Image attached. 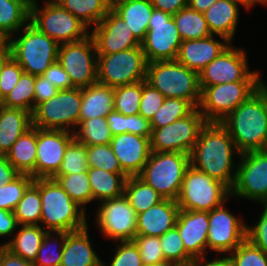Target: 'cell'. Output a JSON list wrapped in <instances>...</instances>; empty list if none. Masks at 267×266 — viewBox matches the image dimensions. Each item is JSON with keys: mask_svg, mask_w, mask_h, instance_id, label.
<instances>
[{"mask_svg": "<svg viewBox=\"0 0 267 266\" xmlns=\"http://www.w3.org/2000/svg\"><path fill=\"white\" fill-rule=\"evenodd\" d=\"M161 250L166 262L186 266L193 258L186 252L177 227H173L159 237Z\"/></svg>", "mask_w": 267, "mask_h": 266, "instance_id": "cell-44", "label": "cell"}, {"mask_svg": "<svg viewBox=\"0 0 267 266\" xmlns=\"http://www.w3.org/2000/svg\"><path fill=\"white\" fill-rule=\"evenodd\" d=\"M124 196L137 215L164 200L163 196L138 176H128L124 185Z\"/></svg>", "mask_w": 267, "mask_h": 266, "instance_id": "cell-34", "label": "cell"}, {"mask_svg": "<svg viewBox=\"0 0 267 266\" xmlns=\"http://www.w3.org/2000/svg\"><path fill=\"white\" fill-rule=\"evenodd\" d=\"M28 1L30 4V23L40 32L54 39L59 45L81 41L90 35V28L59 3L45 2L41 8L36 0Z\"/></svg>", "mask_w": 267, "mask_h": 266, "instance_id": "cell-7", "label": "cell"}, {"mask_svg": "<svg viewBox=\"0 0 267 266\" xmlns=\"http://www.w3.org/2000/svg\"><path fill=\"white\" fill-rule=\"evenodd\" d=\"M82 88L59 90L55 96L37 105L31 116L32 126L43 130L74 132L80 122ZM71 128V129H70Z\"/></svg>", "mask_w": 267, "mask_h": 266, "instance_id": "cell-9", "label": "cell"}, {"mask_svg": "<svg viewBox=\"0 0 267 266\" xmlns=\"http://www.w3.org/2000/svg\"><path fill=\"white\" fill-rule=\"evenodd\" d=\"M239 6L242 5L245 9H250L255 4L267 5V0H233Z\"/></svg>", "mask_w": 267, "mask_h": 266, "instance_id": "cell-64", "label": "cell"}, {"mask_svg": "<svg viewBox=\"0 0 267 266\" xmlns=\"http://www.w3.org/2000/svg\"><path fill=\"white\" fill-rule=\"evenodd\" d=\"M128 133L151 139L152 129L150 121L142 115H128Z\"/></svg>", "mask_w": 267, "mask_h": 266, "instance_id": "cell-56", "label": "cell"}, {"mask_svg": "<svg viewBox=\"0 0 267 266\" xmlns=\"http://www.w3.org/2000/svg\"><path fill=\"white\" fill-rule=\"evenodd\" d=\"M65 10L70 12L87 27H95L109 12L105 0H59Z\"/></svg>", "mask_w": 267, "mask_h": 266, "instance_id": "cell-36", "label": "cell"}, {"mask_svg": "<svg viewBox=\"0 0 267 266\" xmlns=\"http://www.w3.org/2000/svg\"><path fill=\"white\" fill-rule=\"evenodd\" d=\"M88 177L93 200L102 202L124 195V185L128 176L99 168H88Z\"/></svg>", "mask_w": 267, "mask_h": 266, "instance_id": "cell-31", "label": "cell"}, {"mask_svg": "<svg viewBox=\"0 0 267 266\" xmlns=\"http://www.w3.org/2000/svg\"><path fill=\"white\" fill-rule=\"evenodd\" d=\"M88 227L67 233L60 266H102L103 260L92 248Z\"/></svg>", "mask_w": 267, "mask_h": 266, "instance_id": "cell-25", "label": "cell"}, {"mask_svg": "<svg viewBox=\"0 0 267 266\" xmlns=\"http://www.w3.org/2000/svg\"><path fill=\"white\" fill-rule=\"evenodd\" d=\"M106 120L113 136L128 133V116L113 110L106 116Z\"/></svg>", "mask_w": 267, "mask_h": 266, "instance_id": "cell-57", "label": "cell"}, {"mask_svg": "<svg viewBox=\"0 0 267 266\" xmlns=\"http://www.w3.org/2000/svg\"><path fill=\"white\" fill-rule=\"evenodd\" d=\"M19 227L20 229L12 239L5 241L1 246L24 260L34 263L47 231L42 228L41 224L19 225Z\"/></svg>", "mask_w": 267, "mask_h": 266, "instance_id": "cell-30", "label": "cell"}, {"mask_svg": "<svg viewBox=\"0 0 267 266\" xmlns=\"http://www.w3.org/2000/svg\"><path fill=\"white\" fill-rule=\"evenodd\" d=\"M0 266H35L33 262L24 260L22 257L11 253L0 245Z\"/></svg>", "mask_w": 267, "mask_h": 266, "instance_id": "cell-61", "label": "cell"}, {"mask_svg": "<svg viewBox=\"0 0 267 266\" xmlns=\"http://www.w3.org/2000/svg\"><path fill=\"white\" fill-rule=\"evenodd\" d=\"M53 179L58 182L73 201L84 209H86V204L93 201L88 171L69 175H55Z\"/></svg>", "mask_w": 267, "mask_h": 266, "instance_id": "cell-40", "label": "cell"}, {"mask_svg": "<svg viewBox=\"0 0 267 266\" xmlns=\"http://www.w3.org/2000/svg\"><path fill=\"white\" fill-rule=\"evenodd\" d=\"M23 72L11 55L4 61L0 74V101L11 92Z\"/></svg>", "mask_w": 267, "mask_h": 266, "instance_id": "cell-52", "label": "cell"}, {"mask_svg": "<svg viewBox=\"0 0 267 266\" xmlns=\"http://www.w3.org/2000/svg\"><path fill=\"white\" fill-rule=\"evenodd\" d=\"M33 182L34 178L31 175L20 174L11 183L0 186V209L14 212L25 191Z\"/></svg>", "mask_w": 267, "mask_h": 266, "instance_id": "cell-45", "label": "cell"}, {"mask_svg": "<svg viewBox=\"0 0 267 266\" xmlns=\"http://www.w3.org/2000/svg\"><path fill=\"white\" fill-rule=\"evenodd\" d=\"M41 220L46 231L73 232L87 227L86 211L53 178H40Z\"/></svg>", "mask_w": 267, "mask_h": 266, "instance_id": "cell-3", "label": "cell"}, {"mask_svg": "<svg viewBox=\"0 0 267 266\" xmlns=\"http://www.w3.org/2000/svg\"><path fill=\"white\" fill-rule=\"evenodd\" d=\"M186 266H232L228 257L207 261L206 257L193 259Z\"/></svg>", "mask_w": 267, "mask_h": 266, "instance_id": "cell-62", "label": "cell"}, {"mask_svg": "<svg viewBox=\"0 0 267 266\" xmlns=\"http://www.w3.org/2000/svg\"><path fill=\"white\" fill-rule=\"evenodd\" d=\"M154 9L174 15L182 8L187 7L188 0H151Z\"/></svg>", "mask_w": 267, "mask_h": 266, "instance_id": "cell-59", "label": "cell"}, {"mask_svg": "<svg viewBox=\"0 0 267 266\" xmlns=\"http://www.w3.org/2000/svg\"><path fill=\"white\" fill-rule=\"evenodd\" d=\"M218 0H188V7L200 13H204Z\"/></svg>", "mask_w": 267, "mask_h": 266, "instance_id": "cell-63", "label": "cell"}, {"mask_svg": "<svg viewBox=\"0 0 267 266\" xmlns=\"http://www.w3.org/2000/svg\"><path fill=\"white\" fill-rule=\"evenodd\" d=\"M19 37L9 38V52L24 73L41 76L58 60L59 44L30 22Z\"/></svg>", "mask_w": 267, "mask_h": 266, "instance_id": "cell-5", "label": "cell"}, {"mask_svg": "<svg viewBox=\"0 0 267 266\" xmlns=\"http://www.w3.org/2000/svg\"><path fill=\"white\" fill-rule=\"evenodd\" d=\"M147 61L141 45L112 54H98L97 81L116 88L145 80Z\"/></svg>", "mask_w": 267, "mask_h": 266, "instance_id": "cell-10", "label": "cell"}, {"mask_svg": "<svg viewBox=\"0 0 267 266\" xmlns=\"http://www.w3.org/2000/svg\"><path fill=\"white\" fill-rule=\"evenodd\" d=\"M14 214L18 225H39L41 220L40 178L27 188Z\"/></svg>", "mask_w": 267, "mask_h": 266, "instance_id": "cell-38", "label": "cell"}, {"mask_svg": "<svg viewBox=\"0 0 267 266\" xmlns=\"http://www.w3.org/2000/svg\"><path fill=\"white\" fill-rule=\"evenodd\" d=\"M29 22L28 0H0V31L8 38H13Z\"/></svg>", "mask_w": 267, "mask_h": 266, "instance_id": "cell-33", "label": "cell"}, {"mask_svg": "<svg viewBox=\"0 0 267 266\" xmlns=\"http://www.w3.org/2000/svg\"><path fill=\"white\" fill-rule=\"evenodd\" d=\"M37 155V128L31 127L12 145L5 155L11 165L20 173L35 179Z\"/></svg>", "mask_w": 267, "mask_h": 266, "instance_id": "cell-29", "label": "cell"}, {"mask_svg": "<svg viewBox=\"0 0 267 266\" xmlns=\"http://www.w3.org/2000/svg\"><path fill=\"white\" fill-rule=\"evenodd\" d=\"M18 226L14 212L0 209V237L9 235L13 237Z\"/></svg>", "mask_w": 267, "mask_h": 266, "instance_id": "cell-58", "label": "cell"}, {"mask_svg": "<svg viewBox=\"0 0 267 266\" xmlns=\"http://www.w3.org/2000/svg\"><path fill=\"white\" fill-rule=\"evenodd\" d=\"M67 233L68 232L47 231L34 261V265L60 266ZM52 236L54 237L51 238Z\"/></svg>", "mask_w": 267, "mask_h": 266, "instance_id": "cell-42", "label": "cell"}, {"mask_svg": "<svg viewBox=\"0 0 267 266\" xmlns=\"http://www.w3.org/2000/svg\"><path fill=\"white\" fill-rule=\"evenodd\" d=\"M176 227L186 252L193 258L207 256L209 230L208 211H190L179 209Z\"/></svg>", "mask_w": 267, "mask_h": 266, "instance_id": "cell-22", "label": "cell"}, {"mask_svg": "<svg viewBox=\"0 0 267 266\" xmlns=\"http://www.w3.org/2000/svg\"><path fill=\"white\" fill-rule=\"evenodd\" d=\"M90 35L94 39L97 54L117 53L141 45L127 23L114 10H109L92 28Z\"/></svg>", "mask_w": 267, "mask_h": 266, "instance_id": "cell-20", "label": "cell"}, {"mask_svg": "<svg viewBox=\"0 0 267 266\" xmlns=\"http://www.w3.org/2000/svg\"><path fill=\"white\" fill-rule=\"evenodd\" d=\"M97 51L91 35L85 39L59 46L58 62L69 75L75 88L97 83Z\"/></svg>", "mask_w": 267, "mask_h": 266, "instance_id": "cell-14", "label": "cell"}, {"mask_svg": "<svg viewBox=\"0 0 267 266\" xmlns=\"http://www.w3.org/2000/svg\"><path fill=\"white\" fill-rule=\"evenodd\" d=\"M239 158L231 198L267 204V149L242 153Z\"/></svg>", "mask_w": 267, "mask_h": 266, "instance_id": "cell-16", "label": "cell"}, {"mask_svg": "<svg viewBox=\"0 0 267 266\" xmlns=\"http://www.w3.org/2000/svg\"><path fill=\"white\" fill-rule=\"evenodd\" d=\"M261 86L267 91V85L265 84V82L263 81V79H262Z\"/></svg>", "mask_w": 267, "mask_h": 266, "instance_id": "cell-69", "label": "cell"}, {"mask_svg": "<svg viewBox=\"0 0 267 266\" xmlns=\"http://www.w3.org/2000/svg\"><path fill=\"white\" fill-rule=\"evenodd\" d=\"M133 241L139 249L144 266H155L166 262L161 250L159 237L136 235Z\"/></svg>", "mask_w": 267, "mask_h": 266, "instance_id": "cell-49", "label": "cell"}, {"mask_svg": "<svg viewBox=\"0 0 267 266\" xmlns=\"http://www.w3.org/2000/svg\"><path fill=\"white\" fill-rule=\"evenodd\" d=\"M190 155L181 152H153L138 175L164 199L177 200Z\"/></svg>", "mask_w": 267, "mask_h": 266, "instance_id": "cell-6", "label": "cell"}, {"mask_svg": "<svg viewBox=\"0 0 267 266\" xmlns=\"http://www.w3.org/2000/svg\"><path fill=\"white\" fill-rule=\"evenodd\" d=\"M255 226L246 227V239L267 254V204Z\"/></svg>", "mask_w": 267, "mask_h": 266, "instance_id": "cell-53", "label": "cell"}, {"mask_svg": "<svg viewBox=\"0 0 267 266\" xmlns=\"http://www.w3.org/2000/svg\"><path fill=\"white\" fill-rule=\"evenodd\" d=\"M153 9L151 0H132L119 5L114 11L127 23L134 37L141 43L148 31Z\"/></svg>", "mask_w": 267, "mask_h": 266, "instance_id": "cell-32", "label": "cell"}, {"mask_svg": "<svg viewBox=\"0 0 267 266\" xmlns=\"http://www.w3.org/2000/svg\"><path fill=\"white\" fill-rule=\"evenodd\" d=\"M155 266H180L177 263H173V262H164Z\"/></svg>", "mask_w": 267, "mask_h": 266, "instance_id": "cell-68", "label": "cell"}, {"mask_svg": "<svg viewBox=\"0 0 267 266\" xmlns=\"http://www.w3.org/2000/svg\"><path fill=\"white\" fill-rule=\"evenodd\" d=\"M146 83L166 98H180L198 108L201 98L199 74L177 60L147 63Z\"/></svg>", "mask_w": 267, "mask_h": 266, "instance_id": "cell-4", "label": "cell"}, {"mask_svg": "<svg viewBox=\"0 0 267 266\" xmlns=\"http://www.w3.org/2000/svg\"><path fill=\"white\" fill-rule=\"evenodd\" d=\"M31 127L30 112L0 104V155H6L18 138Z\"/></svg>", "mask_w": 267, "mask_h": 266, "instance_id": "cell-27", "label": "cell"}, {"mask_svg": "<svg viewBox=\"0 0 267 266\" xmlns=\"http://www.w3.org/2000/svg\"><path fill=\"white\" fill-rule=\"evenodd\" d=\"M110 146L127 176H138L151 153L150 138L132 133L113 136Z\"/></svg>", "mask_w": 267, "mask_h": 266, "instance_id": "cell-21", "label": "cell"}, {"mask_svg": "<svg viewBox=\"0 0 267 266\" xmlns=\"http://www.w3.org/2000/svg\"><path fill=\"white\" fill-rule=\"evenodd\" d=\"M225 203L208 211L207 249L218 254L231 253L246 239L247 224L225 209Z\"/></svg>", "mask_w": 267, "mask_h": 266, "instance_id": "cell-18", "label": "cell"}, {"mask_svg": "<svg viewBox=\"0 0 267 266\" xmlns=\"http://www.w3.org/2000/svg\"><path fill=\"white\" fill-rule=\"evenodd\" d=\"M20 173L11 165L5 155H0V186L11 183Z\"/></svg>", "mask_w": 267, "mask_h": 266, "instance_id": "cell-60", "label": "cell"}, {"mask_svg": "<svg viewBox=\"0 0 267 266\" xmlns=\"http://www.w3.org/2000/svg\"><path fill=\"white\" fill-rule=\"evenodd\" d=\"M9 48V38L0 31V56L3 55Z\"/></svg>", "mask_w": 267, "mask_h": 266, "instance_id": "cell-65", "label": "cell"}, {"mask_svg": "<svg viewBox=\"0 0 267 266\" xmlns=\"http://www.w3.org/2000/svg\"><path fill=\"white\" fill-rule=\"evenodd\" d=\"M73 140L72 131L37 128L35 179L53 178L58 173L65 151Z\"/></svg>", "mask_w": 267, "mask_h": 266, "instance_id": "cell-19", "label": "cell"}, {"mask_svg": "<svg viewBox=\"0 0 267 266\" xmlns=\"http://www.w3.org/2000/svg\"><path fill=\"white\" fill-rule=\"evenodd\" d=\"M230 255L228 258L232 266H267V254L248 239H245Z\"/></svg>", "mask_w": 267, "mask_h": 266, "instance_id": "cell-48", "label": "cell"}, {"mask_svg": "<svg viewBox=\"0 0 267 266\" xmlns=\"http://www.w3.org/2000/svg\"><path fill=\"white\" fill-rule=\"evenodd\" d=\"M96 226L113 242L133 240L137 233V213L123 195L100 202Z\"/></svg>", "mask_w": 267, "mask_h": 266, "instance_id": "cell-17", "label": "cell"}, {"mask_svg": "<svg viewBox=\"0 0 267 266\" xmlns=\"http://www.w3.org/2000/svg\"><path fill=\"white\" fill-rule=\"evenodd\" d=\"M172 17L182 41L202 39L212 35L204 14L188 6L179 10Z\"/></svg>", "mask_w": 267, "mask_h": 266, "instance_id": "cell-35", "label": "cell"}, {"mask_svg": "<svg viewBox=\"0 0 267 266\" xmlns=\"http://www.w3.org/2000/svg\"><path fill=\"white\" fill-rule=\"evenodd\" d=\"M179 206L176 200L164 199L137 216L136 235L160 237L176 226Z\"/></svg>", "mask_w": 267, "mask_h": 266, "instance_id": "cell-24", "label": "cell"}, {"mask_svg": "<svg viewBox=\"0 0 267 266\" xmlns=\"http://www.w3.org/2000/svg\"><path fill=\"white\" fill-rule=\"evenodd\" d=\"M58 90H68L75 88L70 80L69 75L63 69L61 64L56 61L42 74Z\"/></svg>", "mask_w": 267, "mask_h": 266, "instance_id": "cell-54", "label": "cell"}, {"mask_svg": "<svg viewBox=\"0 0 267 266\" xmlns=\"http://www.w3.org/2000/svg\"><path fill=\"white\" fill-rule=\"evenodd\" d=\"M262 81H236L204 87L198 109L207 122L223 121L261 87Z\"/></svg>", "mask_w": 267, "mask_h": 266, "instance_id": "cell-11", "label": "cell"}, {"mask_svg": "<svg viewBox=\"0 0 267 266\" xmlns=\"http://www.w3.org/2000/svg\"><path fill=\"white\" fill-rule=\"evenodd\" d=\"M207 123L198 108L186 117L162 128L152 129L150 139L153 152H181L190 155L201 129Z\"/></svg>", "mask_w": 267, "mask_h": 266, "instance_id": "cell-13", "label": "cell"}, {"mask_svg": "<svg viewBox=\"0 0 267 266\" xmlns=\"http://www.w3.org/2000/svg\"><path fill=\"white\" fill-rule=\"evenodd\" d=\"M109 10H114L119 5L130 2L132 0H105Z\"/></svg>", "mask_w": 267, "mask_h": 266, "instance_id": "cell-66", "label": "cell"}, {"mask_svg": "<svg viewBox=\"0 0 267 266\" xmlns=\"http://www.w3.org/2000/svg\"><path fill=\"white\" fill-rule=\"evenodd\" d=\"M76 129L74 139L85 146L107 145L113 138L106 118L102 117L80 119Z\"/></svg>", "mask_w": 267, "mask_h": 266, "instance_id": "cell-37", "label": "cell"}, {"mask_svg": "<svg viewBox=\"0 0 267 266\" xmlns=\"http://www.w3.org/2000/svg\"><path fill=\"white\" fill-rule=\"evenodd\" d=\"M165 96L157 89L151 87L145 80L142 81V97L139 115L151 121L155 112L162 106Z\"/></svg>", "mask_w": 267, "mask_h": 266, "instance_id": "cell-51", "label": "cell"}, {"mask_svg": "<svg viewBox=\"0 0 267 266\" xmlns=\"http://www.w3.org/2000/svg\"><path fill=\"white\" fill-rule=\"evenodd\" d=\"M142 97V81L114 88V110L128 115L139 112Z\"/></svg>", "mask_w": 267, "mask_h": 266, "instance_id": "cell-43", "label": "cell"}, {"mask_svg": "<svg viewBox=\"0 0 267 266\" xmlns=\"http://www.w3.org/2000/svg\"><path fill=\"white\" fill-rule=\"evenodd\" d=\"M234 151L240 156L226 128L220 122H207L190 152V165L221 182L231 191L238 167L234 166Z\"/></svg>", "mask_w": 267, "mask_h": 266, "instance_id": "cell-1", "label": "cell"}, {"mask_svg": "<svg viewBox=\"0 0 267 266\" xmlns=\"http://www.w3.org/2000/svg\"><path fill=\"white\" fill-rule=\"evenodd\" d=\"M247 60L243 48L229 45L199 73L200 89L236 81H262L258 70H249Z\"/></svg>", "mask_w": 267, "mask_h": 266, "instance_id": "cell-15", "label": "cell"}, {"mask_svg": "<svg viewBox=\"0 0 267 266\" xmlns=\"http://www.w3.org/2000/svg\"><path fill=\"white\" fill-rule=\"evenodd\" d=\"M59 0H46V3H56V2H58Z\"/></svg>", "mask_w": 267, "mask_h": 266, "instance_id": "cell-70", "label": "cell"}, {"mask_svg": "<svg viewBox=\"0 0 267 266\" xmlns=\"http://www.w3.org/2000/svg\"><path fill=\"white\" fill-rule=\"evenodd\" d=\"M195 107L187 100L165 98L162 106L155 112L150 121L151 129L162 128L189 115Z\"/></svg>", "mask_w": 267, "mask_h": 266, "instance_id": "cell-41", "label": "cell"}, {"mask_svg": "<svg viewBox=\"0 0 267 266\" xmlns=\"http://www.w3.org/2000/svg\"><path fill=\"white\" fill-rule=\"evenodd\" d=\"M59 90L49 82V79L35 76L34 108L44 101L49 100L57 94Z\"/></svg>", "mask_w": 267, "mask_h": 266, "instance_id": "cell-55", "label": "cell"}, {"mask_svg": "<svg viewBox=\"0 0 267 266\" xmlns=\"http://www.w3.org/2000/svg\"><path fill=\"white\" fill-rule=\"evenodd\" d=\"M88 168L104 169L113 173H124L110 144L86 146Z\"/></svg>", "mask_w": 267, "mask_h": 266, "instance_id": "cell-46", "label": "cell"}, {"mask_svg": "<svg viewBox=\"0 0 267 266\" xmlns=\"http://www.w3.org/2000/svg\"><path fill=\"white\" fill-rule=\"evenodd\" d=\"M117 243V250L114 249L110 264L102 263V266H144L139 249L133 240L117 241Z\"/></svg>", "mask_w": 267, "mask_h": 266, "instance_id": "cell-50", "label": "cell"}, {"mask_svg": "<svg viewBox=\"0 0 267 266\" xmlns=\"http://www.w3.org/2000/svg\"><path fill=\"white\" fill-rule=\"evenodd\" d=\"M231 191L191 165L185 171L177 204L181 210L211 211L227 203Z\"/></svg>", "mask_w": 267, "mask_h": 266, "instance_id": "cell-8", "label": "cell"}, {"mask_svg": "<svg viewBox=\"0 0 267 266\" xmlns=\"http://www.w3.org/2000/svg\"><path fill=\"white\" fill-rule=\"evenodd\" d=\"M35 76L22 73L17 84L1 101L7 108H20L32 114L34 110Z\"/></svg>", "mask_w": 267, "mask_h": 266, "instance_id": "cell-39", "label": "cell"}, {"mask_svg": "<svg viewBox=\"0 0 267 266\" xmlns=\"http://www.w3.org/2000/svg\"><path fill=\"white\" fill-rule=\"evenodd\" d=\"M10 56V52L9 49L0 56V74H1V70H2V65L4 63V61Z\"/></svg>", "mask_w": 267, "mask_h": 266, "instance_id": "cell-67", "label": "cell"}, {"mask_svg": "<svg viewBox=\"0 0 267 266\" xmlns=\"http://www.w3.org/2000/svg\"><path fill=\"white\" fill-rule=\"evenodd\" d=\"M239 11V5L233 0L216 1L203 13L211 34L233 43Z\"/></svg>", "mask_w": 267, "mask_h": 266, "instance_id": "cell-26", "label": "cell"}, {"mask_svg": "<svg viewBox=\"0 0 267 266\" xmlns=\"http://www.w3.org/2000/svg\"><path fill=\"white\" fill-rule=\"evenodd\" d=\"M214 37V35H210L202 39L182 41L176 60L199 74L232 44L228 40L221 42Z\"/></svg>", "mask_w": 267, "mask_h": 266, "instance_id": "cell-23", "label": "cell"}, {"mask_svg": "<svg viewBox=\"0 0 267 266\" xmlns=\"http://www.w3.org/2000/svg\"><path fill=\"white\" fill-rule=\"evenodd\" d=\"M240 154L267 149V91L261 86L220 122Z\"/></svg>", "mask_w": 267, "mask_h": 266, "instance_id": "cell-2", "label": "cell"}, {"mask_svg": "<svg viewBox=\"0 0 267 266\" xmlns=\"http://www.w3.org/2000/svg\"><path fill=\"white\" fill-rule=\"evenodd\" d=\"M182 39L171 14L153 9L141 48L147 63L176 60Z\"/></svg>", "mask_w": 267, "mask_h": 266, "instance_id": "cell-12", "label": "cell"}, {"mask_svg": "<svg viewBox=\"0 0 267 266\" xmlns=\"http://www.w3.org/2000/svg\"><path fill=\"white\" fill-rule=\"evenodd\" d=\"M88 171L86 146L75 139L68 145L61 167L56 175H69Z\"/></svg>", "mask_w": 267, "mask_h": 266, "instance_id": "cell-47", "label": "cell"}, {"mask_svg": "<svg viewBox=\"0 0 267 266\" xmlns=\"http://www.w3.org/2000/svg\"><path fill=\"white\" fill-rule=\"evenodd\" d=\"M114 110V88L95 83L82 88L80 119L106 118Z\"/></svg>", "mask_w": 267, "mask_h": 266, "instance_id": "cell-28", "label": "cell"}]
</instances>
